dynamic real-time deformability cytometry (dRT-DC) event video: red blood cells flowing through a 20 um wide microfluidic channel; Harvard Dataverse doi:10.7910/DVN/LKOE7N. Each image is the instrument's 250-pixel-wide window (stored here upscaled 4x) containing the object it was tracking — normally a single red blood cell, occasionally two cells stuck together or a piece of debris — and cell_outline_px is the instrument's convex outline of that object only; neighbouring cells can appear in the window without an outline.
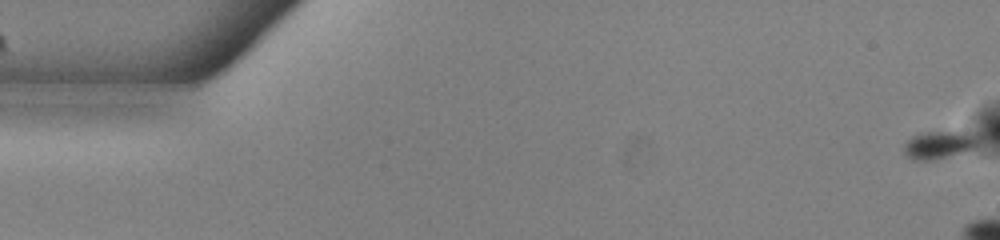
{"species": "common noctule bat (a hibernating species)", "species_latin": "Nyctalus noctula", "temperature_condition": "warm", "stored_images_in_passage": 21, "camera_frame_rate_fps": 3000, "um_per_image_px": 0.085, "animal": {"sex": "male", "body_mass_g": 13.0, "forearm_length_mm": 53.1}, "frame": {"image": 1, "passage_image": 1, "time_ms": 0.0, "image_size_px": [1000, 240], "cell_outline_px": [[976, 144], [972, 148], [948, 156], [928, 160], [916, 160], [908, 156], [904, 152], [904, 144], [912, 136], [924, 132], [956, 132], [976, 136]], "centroid_in_image_um": [79.71, 12.31], "position_along_channel_um": 5.3, "area_um2": 11.27}}
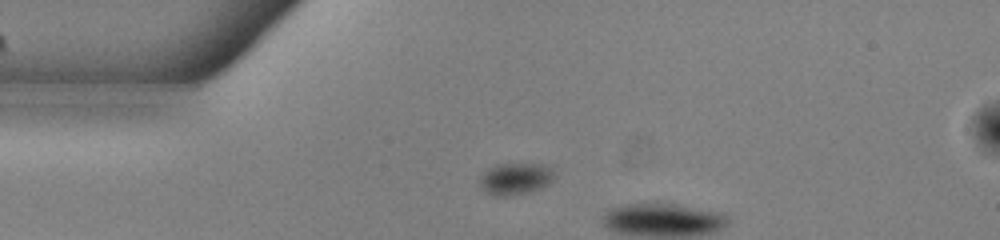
{"frame": {"image": 2, "passage_image": 14, "time_ms": 4.333, "image_size_px": [1000, 240], "cell_outline_px": [[552, 176], [548, 184], [540, 188], [528, 192], [508, 196], [496, 196], [488, 192], [480, 184], [480, 176], [488, 168], [496, 164], [544, 164], [552, 172]], "centroid_in_image_um": [43.76, 15.19], "position_along_channel_um": 41.2, "area_um2": 13.41}}